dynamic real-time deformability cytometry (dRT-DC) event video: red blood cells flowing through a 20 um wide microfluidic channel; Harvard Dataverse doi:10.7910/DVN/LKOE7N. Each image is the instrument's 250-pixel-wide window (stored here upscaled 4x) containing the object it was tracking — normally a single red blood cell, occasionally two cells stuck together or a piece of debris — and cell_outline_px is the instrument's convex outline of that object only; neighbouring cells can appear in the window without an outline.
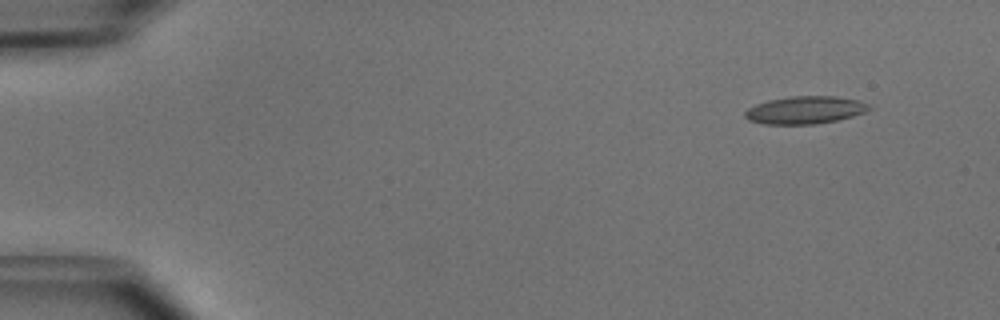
{"species": "common noctule bat (a hibernating species)", "species_latin": "Nyctalus noctula", "temperature_condition": "cold", "stored_images_in_passage": 47, "camera_frame_rate_fps": 3000, "um_per_image_px": 0.085, "animal": {"sex": "male", "body_mass_g": 15.6}, "frame": {"image": 1, "passage_image": 1, "time_ms": 0.0, "image_size_px": [1000, 320], "cell_outline_px": [[872, 108], [864, 112], [852, 116], [836, 120], [816, 124], [764, 124], [748, 120], [744, 116], [744, 112], [748, 108], [756, 104], [768, 100], [792, 96], [832, 96], [856, 100], [868, 104]], "centroid_in_image_um": [68.39, 9.36], "position_along_channel_um": 16.6, "area_um2": 19.83}}
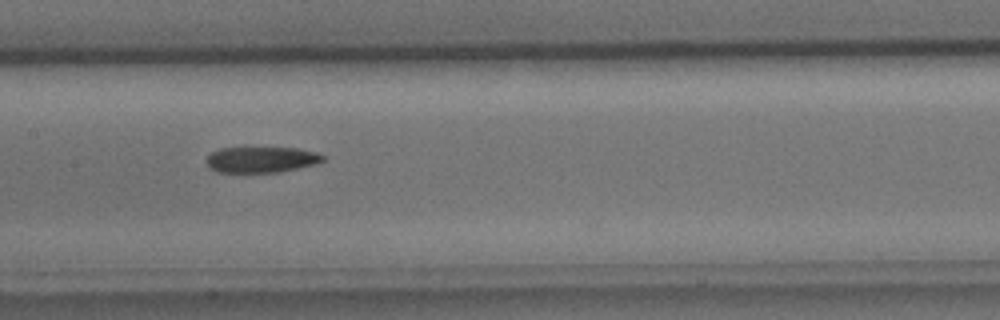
{"frame": {"image": 2, "passage_image": 22, "time_ms": 7.0, "image_size_px": [1000, 320], "cell_outline_px": [[324, 160], [316, 164], [280, 172], [216, 172], [208, 168], [204, 160], [212, 152], [220, 148], [296, 148], [316, 152], [324, 156]], "centroid_in_image_um": [22.17, 13.57], "position_along_channel_um": 185.2, "area_um2": 17.63}}
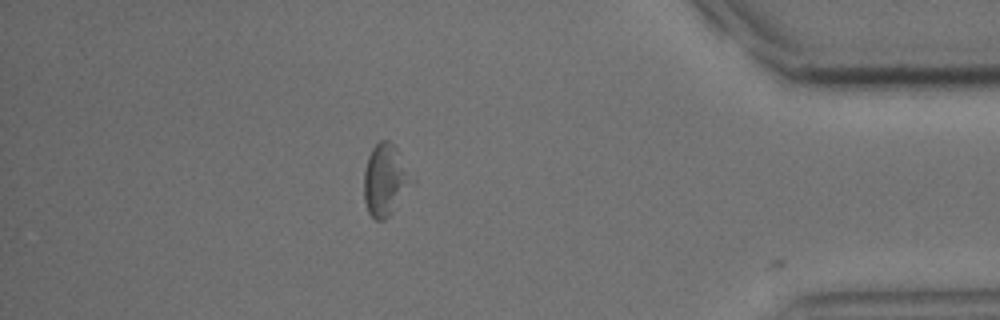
{"frame": {"image": 3, "passage_image": 41, "time_ms": 13.333, "image_size_px": [1000, 320], "cell_outline_px": [[416, 180], [392, 212], [384, 220], [376, 220], [368, 212], [364, 200], [364, 172], [368, 156], [372, 148], [380, 140], [388, 140], [400, 152]], "centroid_in_image_um": [32.78, 15.28], "position_along_channel_um": 402.4, "area_um2": 20.23}, "authors_computed_cell_mechanics": {"area_um2": 19.074, "velocity_mm_per_s": 3.9725, "shape_relaxation_time_tau1_ms": 5.4246, "shape_relaxation_time_tau2_ms": 8.0267, "deformation_change_tau1": 0.1116, "deformation_change_tau2": 0.1768}}